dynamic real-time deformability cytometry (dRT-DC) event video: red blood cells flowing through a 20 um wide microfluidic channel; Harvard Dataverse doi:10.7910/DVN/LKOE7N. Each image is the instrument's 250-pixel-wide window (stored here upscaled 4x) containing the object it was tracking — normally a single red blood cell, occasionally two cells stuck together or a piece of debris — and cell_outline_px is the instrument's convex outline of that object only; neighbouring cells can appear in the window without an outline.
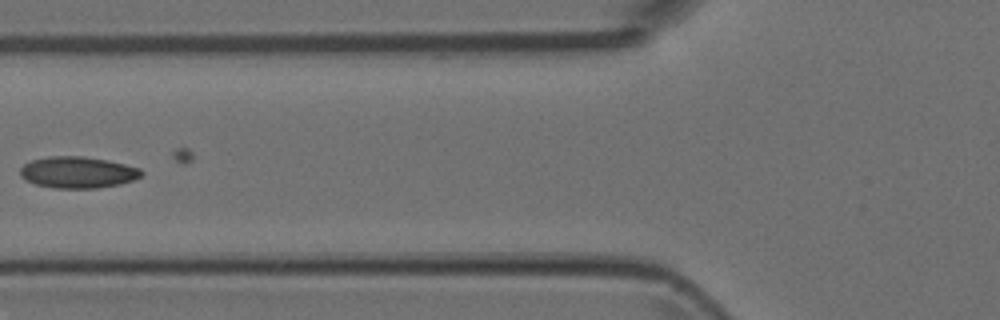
{"species": "Egyptian fruit bat (a non-hibernating species)", "species_latin": "Rousettus aegyptiacus", "temperature_condition": "room temperature", "stored_images_in_passage": 6, "camera_frame_rate_fps": 3000, "um_per_image_px": 0.085, "animal": {"sex": "female"}, "frame": {"image": 1, "passage_image": 6, "time_ms": 1.667, "image_size_px": [1000, 320], "cell_outline_px": [[144, 172], [140, 176], [132, 180], [120, 184], [96, 188], [56, 188], [36, 184], [20, 176], [20, 168], [24, 164], [32, 160], [48, 156], [84, 156], [124, 164], [140, 168]], "centroid_in_image_um": [6.6, 14.64], "position_along_channel_um": 119.2, "area_um2": 22.02}}